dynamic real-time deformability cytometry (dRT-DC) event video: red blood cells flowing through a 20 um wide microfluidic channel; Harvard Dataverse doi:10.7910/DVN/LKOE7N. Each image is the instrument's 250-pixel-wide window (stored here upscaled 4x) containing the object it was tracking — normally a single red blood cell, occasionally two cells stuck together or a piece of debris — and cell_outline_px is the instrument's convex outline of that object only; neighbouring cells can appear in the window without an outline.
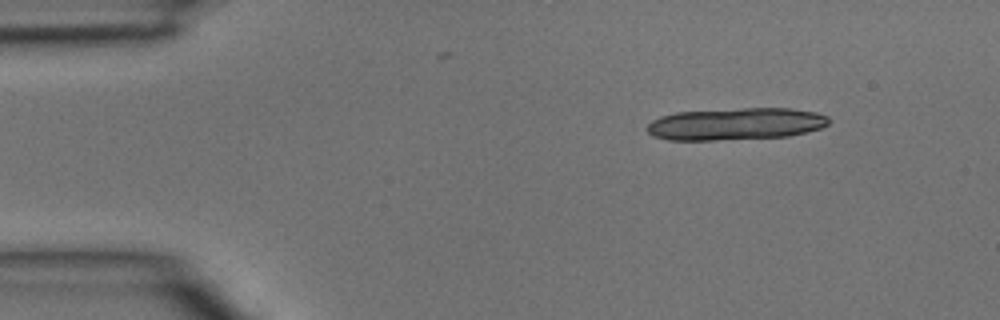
{"species": "common noctule bat (a hibernating species)", "species_latin": "Nyctalus noctula", "temperature_condition": "room temperature", "stored_images_in_passage": 3, "camera_frame_rate_fps": 3000, "um_per_image_px": 0.085, "animal": {"sex": "male", "body_mass_g": 15.6}, "frame": {"image": 1, "passage_image": 1, "time_ms": 0.0, "image_size_px": [1000, 320], "cell_outline_px": [[832, 120], [828, 124], [820, 128], [788, 136], [716, 140], [668, 140], [652, 136], [644, 128], [652, 120], [660, 116], [676, 112], [744, 108], [792, 108], [816, 112], [828, 116]], "centroid_in_image_um": [62.51, 10.53], "position_along_channel_um": 22.5, "area_um2": 34.22}}